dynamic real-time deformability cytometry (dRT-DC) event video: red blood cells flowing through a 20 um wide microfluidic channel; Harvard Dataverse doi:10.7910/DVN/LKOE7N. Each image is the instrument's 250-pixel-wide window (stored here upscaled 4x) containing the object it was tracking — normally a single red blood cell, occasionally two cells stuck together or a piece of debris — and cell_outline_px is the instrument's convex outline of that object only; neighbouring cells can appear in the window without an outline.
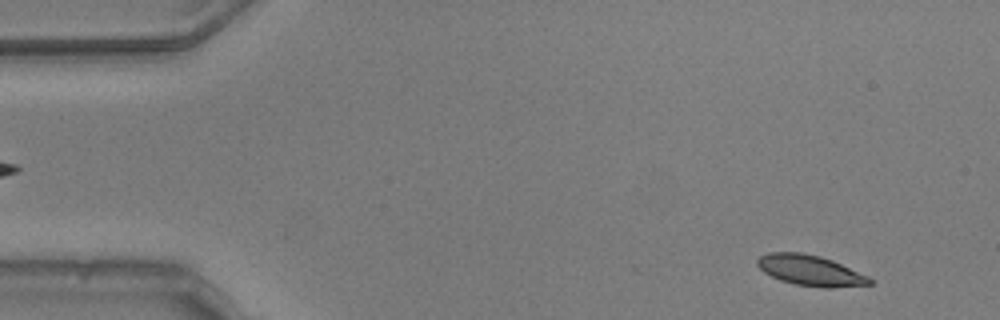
{"species": "common noctule bat (a hibernating species)", "species_latin": "Nyctalus noctula", "temperature_condition": "warm", "stored_images_in_passage": 50, "camera_frame_rate_fps": 3000, "um_per_image_px": 0.085, "animal": {"sex": "male", "body_mass_g": 20.5, "forearm_length_mm": 52.5}, "frame": {"image": 1, "passage_image": 1, "time_ms": 0.0, "image_size_px": [1000, 320], "cell_outline_px": [[872, 284], [832, 288], [824, 288], [796, 284], [780, 280], [764, 272], [756, 264], [756, 260], [760, 256], [768, 252], [800, 252], [820, 256], [832, 260], [868, 276], [872, 280]], "centroid_in_image_um": [68.86, 22.98], "position_along_channel_um": 16.1, "area_um2": 19.94}}
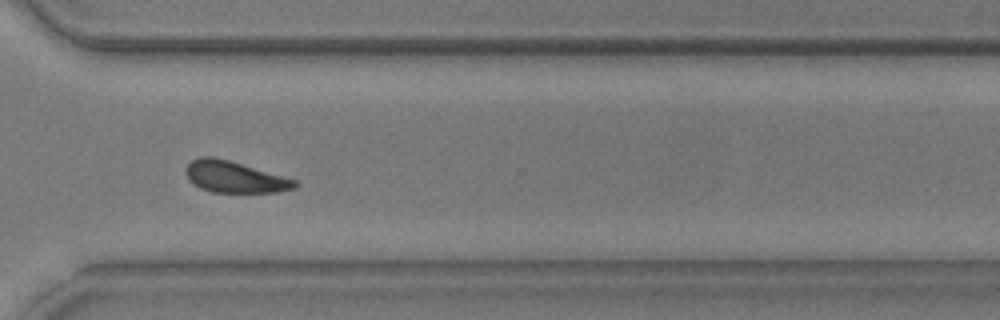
{"frame": {"image": 2, "passage_image": 36, "time_ms": 11.667, "image_size_px": [1000, 320], "cell_outline_px": [[300, 184], [296, 188], [276, 192], [212, 192], [200, 188], [192, 184], [188, 180], [184, 172], [184, 168], [192, 160], [200, 156], [212, 156], [228, 160], [296, 180]], "centroid_in_image_um": [19.89, 15.04], "position_along_channel_um": 350.7, "area_um2": 20.0}}
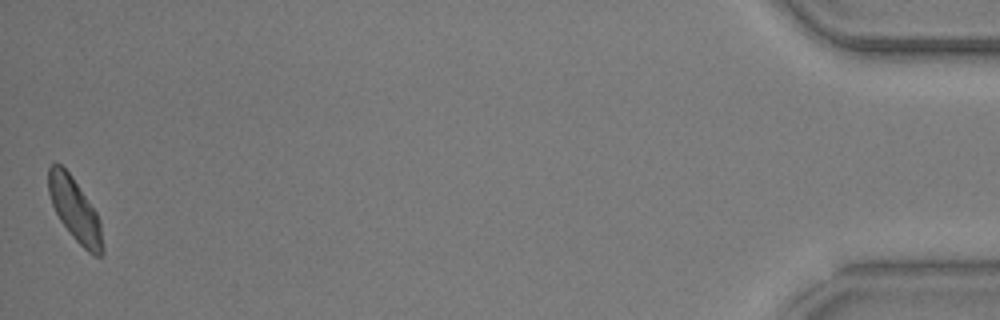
{"frame": {"image": 3, "passage_image": 50, "time_ms": 16.333, "image_size_px": [1000, 320], "cell_outline_px": [[104, 252], [100, 256], [96, 256], [88, 252], [72, 236], [60, 220], [52, 204], [48, 192], [48, 168], [52, 164], [60, 164], [72, 176], [96, 212], [100, 220], [104, 248]], "centroid_in_image_um": [6.37, 17.85], "position_along_channel_um": 428.8, "area_um2": 19.71}, "authors_computed_cell_mechanics": {"area_um2": 20.0277, "velocity_mm_per_s": 3.7466, "shape_relaxation_time_tau1_ms": 2.8847, "shape_relaxation_time_tau2_ms": 7.2779, "deformation_change_tau1": 0.09, "deformation_change_tau2": 0.1393}}